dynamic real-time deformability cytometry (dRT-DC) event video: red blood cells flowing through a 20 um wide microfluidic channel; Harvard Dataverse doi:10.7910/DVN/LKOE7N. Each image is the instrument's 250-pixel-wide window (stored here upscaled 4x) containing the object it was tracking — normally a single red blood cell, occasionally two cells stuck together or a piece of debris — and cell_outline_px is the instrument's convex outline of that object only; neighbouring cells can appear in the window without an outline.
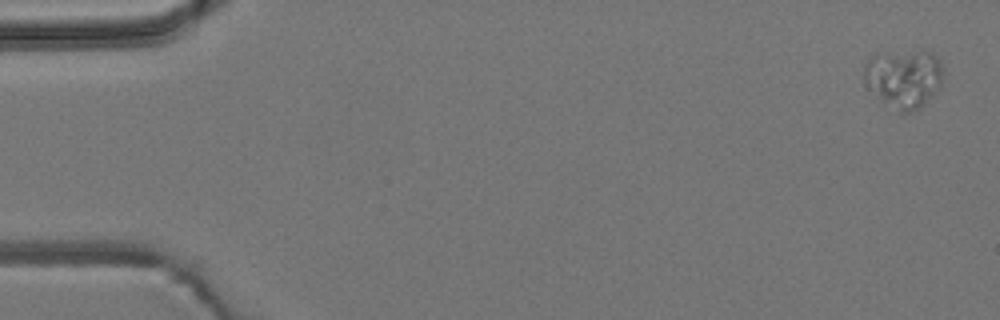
{"species": "common noctule bat (a hibernating species)", "species_latin": "Nyctalus noctula", "temperature_condition": "room temperature", "stored_images_in_passage": 6, "camera_frame_rate_fps": 3000, "um_per_image_px": 0.085, "animal": {"sex": "male", "body_mass_g": 19.2, "forearm_length_mm": 51.8}, "frame": {"image": 1, "passage_image": 1, "time_ms": 0.0, "image_size_px": [1000, 320], "cell_outline_px": [[944, 72], [940, 84], [932, 96], [912, 112], [900, 112], [884, 100], [864, 80], [864, 68], [868, 60], [876, 52], [932, 52], [940, 60], [944, 68]], "centroid_in_image_um": [76.86, 6.61], "position_along_channel_um": 8.1, "area_um2": 26.24}}
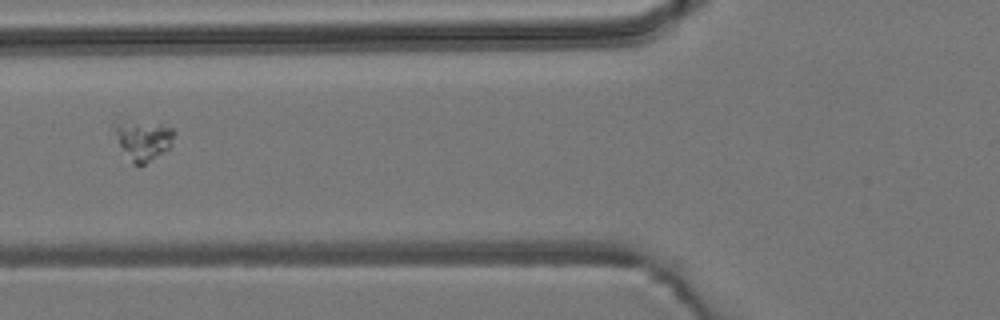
{"frame": {"image": 2, "passage_image": 5, "time_ms": 6.333, "image_size_px": [1000, 320], "cell_outline_px": [[172, 144], [168, 148], [144, 164], [132, 164], [120, 144], [112, 124], [112, 120], [160, 124], [172, 128]], "centroid_in_image_um": [12.12, 11.88], "position_along_channel_um": 113.7, "area_um2": 13.35}}
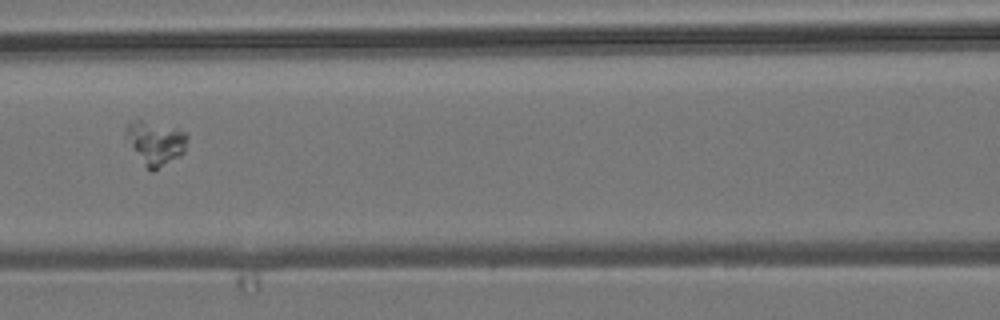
{"frame": {"image": 3, "passage_image": 6, "time_ms": 7.333, "image_size_px": [1000, 320], "cell_outline_px": [[188, 136], [184, 152], [180, 156], [152, 172], [144, 164], [124, 136], [124, 128], [128, 124], [136, 120], [140, 120], [176, 128], [184, 132]], "centroid_in_image_um": [13.21, 12.14], "position_along_channel_um": 153.4, "area_um2": 15.37}}